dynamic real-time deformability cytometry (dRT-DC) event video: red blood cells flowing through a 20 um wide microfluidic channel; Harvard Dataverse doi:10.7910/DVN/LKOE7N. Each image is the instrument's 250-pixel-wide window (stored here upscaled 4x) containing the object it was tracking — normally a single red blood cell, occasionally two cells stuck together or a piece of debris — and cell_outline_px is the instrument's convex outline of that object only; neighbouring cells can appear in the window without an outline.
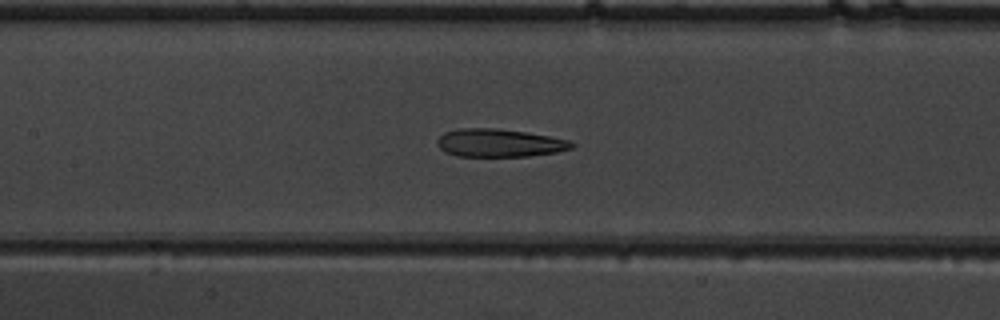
{"species": "common noctule bat (a hibernating species)", "species_latin": "Nyctalus noctula", "temperature_condition": "warm", "stored_images_in_passage": 36, "camera_frame_rate_fps": 3000, "um_per_image_px": 0.085, "animal": {"sex": "male", "body_mass_g": 19.5, "forearm_length_mm": 54.6}, "frame": {"image": 1, "passage_image": 9, "time_ms": 2.667, "image_size_px": [1000, 320], "cell_outline_px": [[576, 144], [572, 148], [556, 152], [528, 156], [456, 156], [444, 152], [436, 144], [436, 140], [444, 132], [456, 128], [496, 128], [524, 132], [548, 136], [568, 140]], "centroid_in_image_um": [42.39, 12.15], "position_along_channel_um": 165.0, "area_um2": 21.96}}
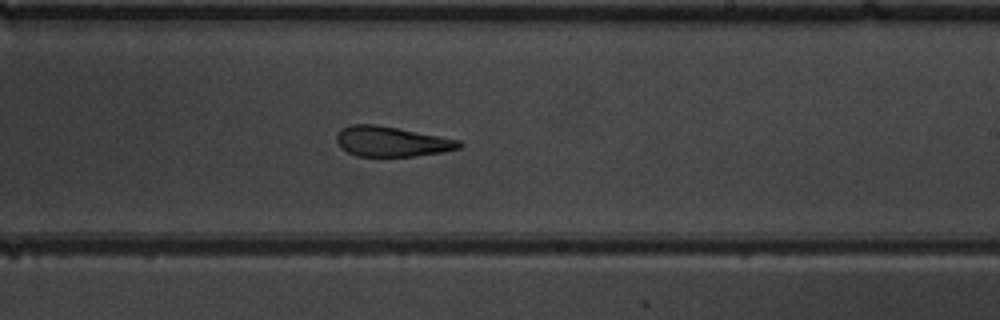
{"frame": {"image": 2, "passage_image": 16, "time_ms": 5.0, "image_size_px": [1000, 320], "cell_outline_px": [[464, 144], [460, 148], [444, 152], [416, 156], [356, 156], [340, 148], [336, 140], [336, 136], [348, 124], [376, 124], [460, 140]], "centroid_in_image_um": [33.3, 12.03], "position_along_channel_um": 255.7, "area_um2": 21.5}}
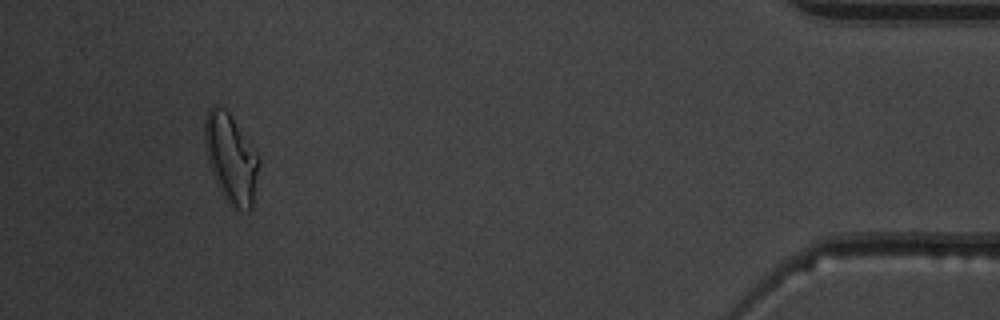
{"frame": {"image": 3, "passage_image": 33, "time_ms": 10.667, "image_size_px": [1000, 320], "cell_outline_px": [[260, 160], [252, 208], [248, 212], [236, 208], [224, 196], [220, 188], [208, 160], [204, 140], [204, 120], [208, 108], [212, 104], [216, 104], [224, 108], [232, 116], [260, 156]], "centroid_in_image_um": [19.65, 13.39], "position_along_channel_um": 415.6, "area_um2": 27.92}, "authors_computed_cell_mechanics": {"area_um2": 22.6576, "velocity_mm_per_s": 3.8997, "shape_relaxation_time_tau1_ms": 9.854, "shape_relaxation_time_tau2_ms": 1.3892, "deformation_change_tau1": 0.2491, "deformation_change_tau2": 0.1107}}